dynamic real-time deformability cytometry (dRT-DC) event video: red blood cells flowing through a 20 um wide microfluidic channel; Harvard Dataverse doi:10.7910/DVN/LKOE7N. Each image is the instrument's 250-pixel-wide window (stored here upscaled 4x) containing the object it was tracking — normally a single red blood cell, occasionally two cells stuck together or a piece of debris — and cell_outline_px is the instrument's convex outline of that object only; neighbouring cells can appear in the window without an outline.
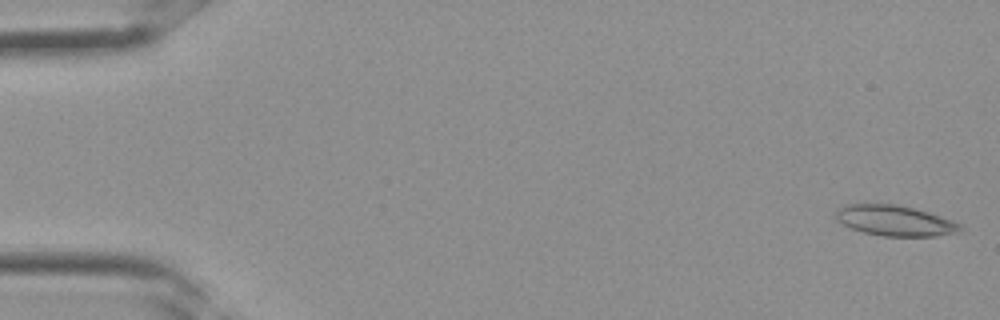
{"species": "Egyptian fruit bat (a non-hibernating species)", "species_latin": "Rousettus aegyptiacus", "temperature_condition": "room temperature", "stored_images_in_passage": 25, "camera_frame_rate_fps": 3000, "um_per_image_px": 0.085, "frame": {"image": 1, "passage_image": 1, "time_ms": 0.0, "image_size_px": [1000, 320], "cell_outline_px": [[964, 228], [960, 232], [936, 236], [880, 236], [864, 232], [852, 228], [836, 220], [836, 212], [840, 208], [848, 204], [864, 200], [896, 204], [928, 212], [952, 220], [960, 224]], "centroid_in_image_um": [76.03, 18.72], "position_along_channel_um": 9.0, "area_um2": 22.66}}